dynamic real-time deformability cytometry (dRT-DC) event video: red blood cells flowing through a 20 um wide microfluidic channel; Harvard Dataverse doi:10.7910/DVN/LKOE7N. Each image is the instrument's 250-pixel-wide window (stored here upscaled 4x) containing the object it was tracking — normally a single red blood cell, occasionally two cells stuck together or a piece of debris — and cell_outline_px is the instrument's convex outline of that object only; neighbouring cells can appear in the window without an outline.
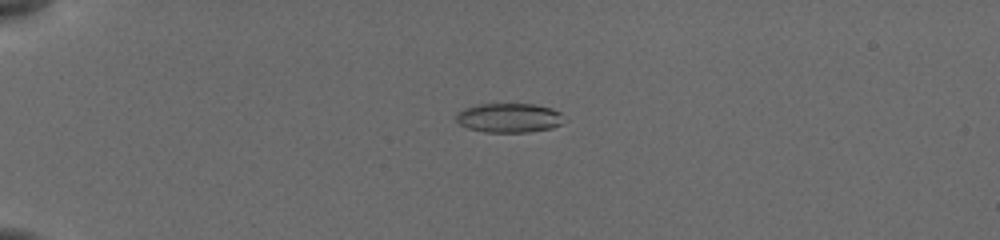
{"species": "common noctule bat (a hibernating species)", "species_latin": "Nyctalus noctula", "temperature_condition": "cold", "stored_images_in_passage": 56, "camera_frame_rate_fps": 3000, "um_per_image_px": 0.085, "animal": {"sex": "female", "body_mass_g": 19.5, "forearm_length_mm": 54.1}, "frame": {"image": 1, "passage_image": 16, "time_ms": 5.0, "image_size_px": [1000, 240], "cell_outline_px": [[568, 120], [552, 128], [528, 132], [484, 132], [468, 128], [460, 124], [456, 120], [456, 112], [464, 108], [480, 104], [536, 104], [552, 108], [560, 112]], "centroid_in_image_um": [43.31, 10.01], "position_along_channel_um": 41.7, "area_um2": 18.67}}
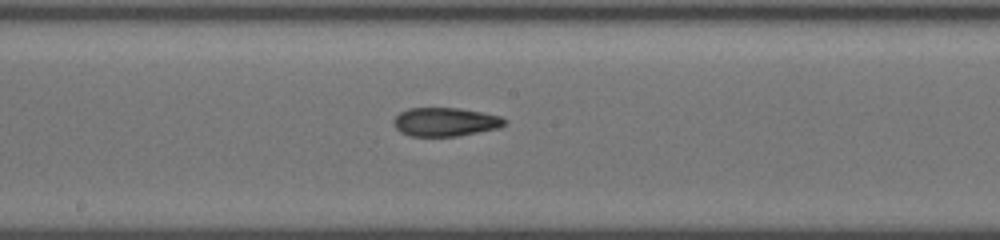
{"frame": {"image": 2, "passage_image": 33, "time_ms": 10.667, "image_size_px": [1000, 240], "cell_outline_px": [[508, 120], [500, 128], [456, 136], [408, 136], [400, 132], [392, 124], [392, 120], [400, 112], [408, 108], [460, 108], [500, 116]], "centroid_in_image_um": [37.82, 10.36], "position_along_channel_um": 210.4, "area_um2": 18.61}}
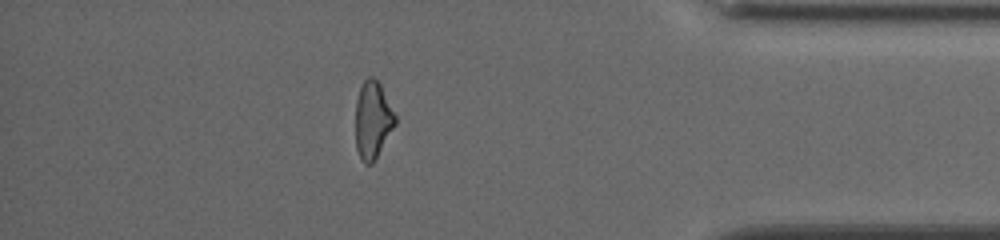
{"frame": {"image": 3, "passage_image": 50, "time_ms": 16.333, "image_size_px": [1000, 240], "cell_outline_px": [[396, 124], [372, 164], [364, 164], [360, 160], [356, 148], [356, 100], [360, 88], [364, 80], [368, 76], [372, 76], [380, 84], [396, 116]], "centroid_in_image_um": [31.67, 10.22], "position_along_channel_um": 403.5, "area_um2": 17.8}, "authors_computed_cell_mechanics": {"area_um2": 18.8139, "velocity_mm_per_s": 3.8778, "shape_relaxation_time_tau1_ms": null, "shape_relaxation_time_tau2_ms": 1.9144, "deformation_change_tau1": null, "deformation_change_tau2": 0.0843}}